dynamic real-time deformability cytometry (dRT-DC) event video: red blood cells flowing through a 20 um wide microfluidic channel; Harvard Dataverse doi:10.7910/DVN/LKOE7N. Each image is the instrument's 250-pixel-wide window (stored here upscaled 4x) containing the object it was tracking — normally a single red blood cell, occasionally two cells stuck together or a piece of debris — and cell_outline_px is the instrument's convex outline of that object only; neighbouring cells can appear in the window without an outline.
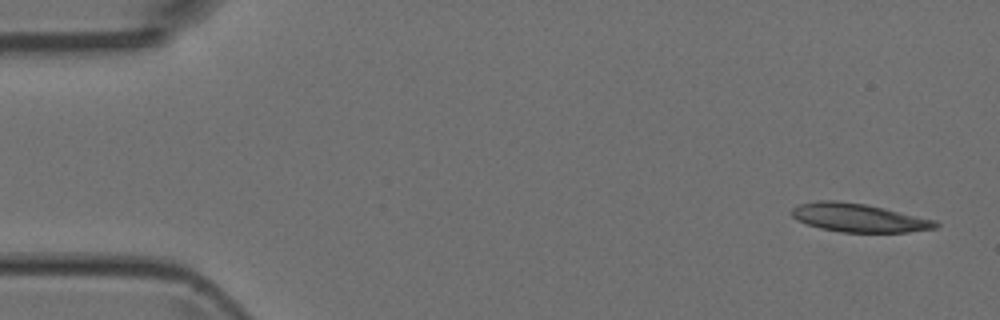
{"species": "Egyptian fruit bat (a non-hibernating species)", "species_latin": "Rousettus aegyptiacus", "temperature_condition": "room temperature", "stored_images_in_passage": 5, "camera_frame_rate_fps": 3000, "um_per_image_px": 0.085, "animal": {"sex": "female"}, "frame": {"image": 1, "passage_image": 1, "time_ms": 0.0, "image_size_px": [1000, 320], "cell_outline_px": [[940, 224], [936, 228], [908, 232], [840, 232], [820, 228], [796, 220], [792, 216], [792, 208], [796, 204], [816, 200], [836, 200], [864, 204], [884, 208], [936, 220]], "centroid_in_image_um": [72.96, 18.5], "position_along_channel_um": 12.0, "area_um2": 23.93}}
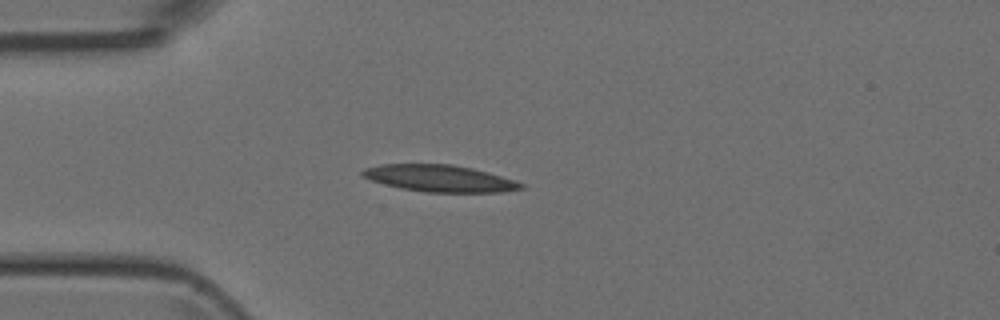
{"frame": {"image": 2, "passage_image": 4, "time_ms": 3.667, "image_size_px": [1000, 320], "cell_outline_px": [[524, 188], [504, 192], [424, 192], [400, 188], [384, 184], [360, 176], [360, 172], [364, 168], [380, 164], [452, 164], [472, 168], [488, 172], [516, 180], [524, 184]], "centroid_in_image_um": [37.37, 15.16], "position_along_channel_um": 47.6, "area_um2": 24.91}}